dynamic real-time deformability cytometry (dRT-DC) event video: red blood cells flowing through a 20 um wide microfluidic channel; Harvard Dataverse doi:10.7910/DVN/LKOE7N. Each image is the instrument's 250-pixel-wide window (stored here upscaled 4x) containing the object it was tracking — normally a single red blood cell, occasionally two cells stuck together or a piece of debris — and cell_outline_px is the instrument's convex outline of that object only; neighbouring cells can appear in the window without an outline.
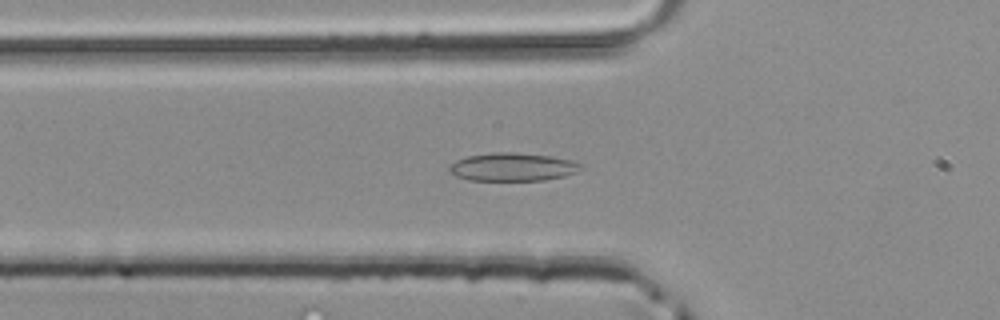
{"species": "common noctule bat (a hibernating species)", "species_latin": "Nyctalus noctula", "temperature_condition": "room temperature", "stored_images_in_passage": 45, "camera_frame_rate_fps": 3000, "um_per_image_px": 0.085, "animal": {"sex": "male", "body_mass_g": 20.4}, "frame": {"image": 1, "passage_image": 14, "time_ms": 4.333, "image_size_px": [1000, 320], "cell_outline_px": [[584, 168], [576, 172], [564, 176], [544, 180], [468, 180], [456, 176], [448, 172], [448, 168], [456, 160], [468, 156], [496, 152], [512, 152], [552, 156], [568, 160], [580, 164]], "centroid_in_image_um": [43.55, 14.19], "position_along_channel_um": 82.3, "area_um2": 21.44}}
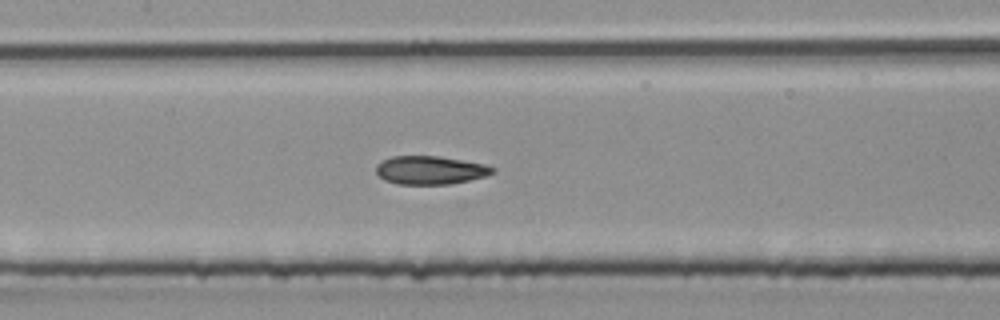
{"frame": {"image": 2, "passage_image": 20, "time_ms": 6.333, "image_size_px": [1000, 320], "cell_outline_px": [[496, 172], [488, 176], [452, 184], [396, 184], [384, 180], [376, 172], [376, 164], [392, 156], [440, 156], [484, 164], [496, 168]], "centroid_in_image_um": [36.61, 14.47], "position_along_channel_um": 170.8, "area_um2": 19.42}}
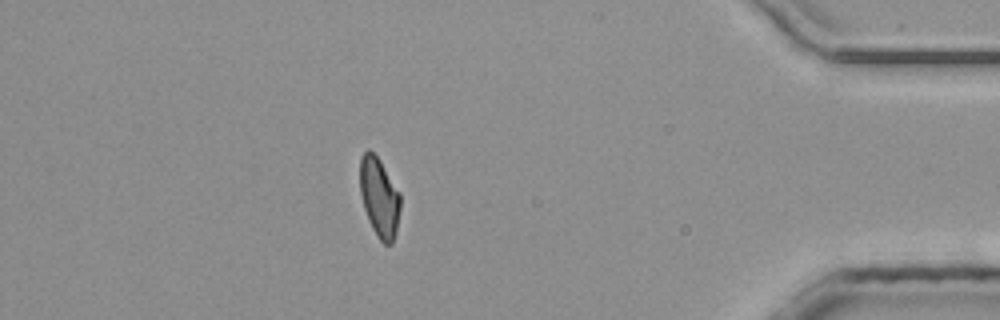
{"frame": {"image": 3, "passage_image": 39, "time_ms": 12.667, "image_size_px": [1000, 320], "cell_outline_px": [[400, 208], [396, 232], [392, 244], [384, 244], [380, 240], [372, 228], [368, 220], [364, 208], [360, 192], [360, 156], [368, 148], [380, 160], [400, 192]], "centroid_in_image_um": [32.24, 16.76], "position_along_channel_um": 403.0, "area_um2": 18.73}}